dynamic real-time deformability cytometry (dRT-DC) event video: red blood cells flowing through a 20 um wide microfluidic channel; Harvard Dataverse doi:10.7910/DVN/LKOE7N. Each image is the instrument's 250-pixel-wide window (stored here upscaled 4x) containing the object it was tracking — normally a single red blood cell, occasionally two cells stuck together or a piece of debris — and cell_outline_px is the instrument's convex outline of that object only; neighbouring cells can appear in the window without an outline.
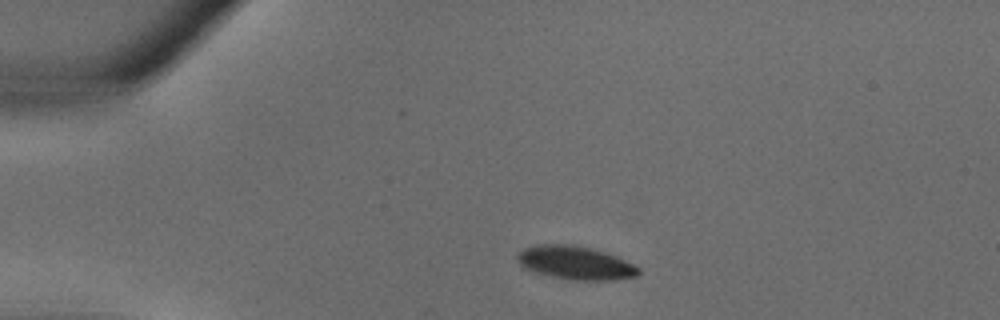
{"species": "common noctule bat (a hibernating species)", "species_latin": "Nyctalus noctula", "temperature_condition": "warm", "stored_images_in_passage": 32, "camera_frame_rate_fps": 3000, "um_per_image_px": 0.085, "animal": {"sex": "male", "body_mass_g": 18.8}, "frame": {"image": 1, "passage_image": 4, "time_ms": 1.0, "image_size_px": [1000, 320], "cell_outline_px": [[640, 272], [636, 276], [616, 280], [572, 280], [552, 276], [536, 272], [524, 268], [516, 260], [516, 256], [524, 248], [536, 244], [564, 244], [588, 248], [604, 252], [616, 256], [640, 268]], "centroid_in_image_um": [48.89, 22.35], "position_along_channel_um": 36.1, "area_um2": 23.35}}
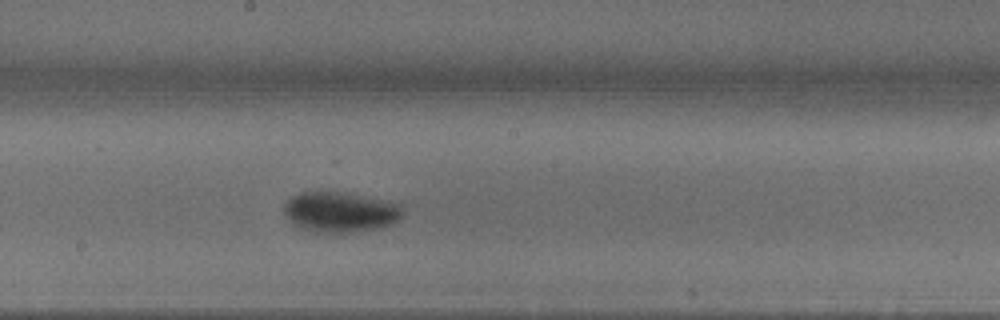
{"frame": {"image": 2, "passage_image": 16, "time_ms": 5.0, "image_size_px": [1000, 320], "cell_outline_px": [[404, 212], [392, 224], [380, 228], [352, 232], [312, 232], [292, 224], [284, 212], [284, 204], [292, 196], [300, 192], [340, 192], [388, 200], [400, 204], [404, 208]], "centroid_in_image_um": [28.93, 18.02], "position_along_channel_um": 219.3, "area_um2": 27.92}}
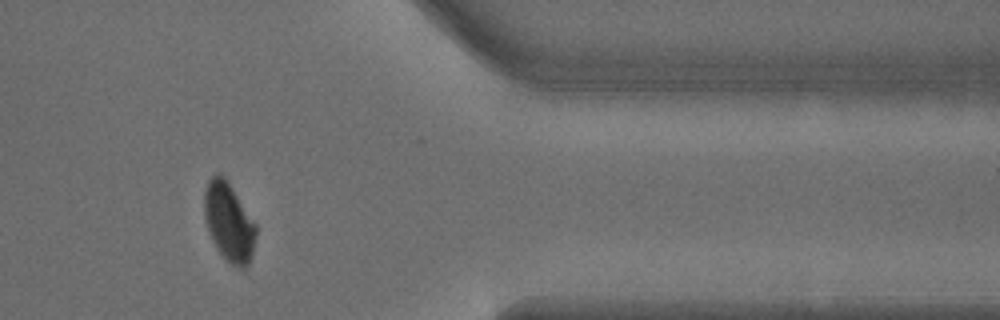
{"frame": {"image": 3, "passage_image": 26, "time_ms": 8.333, "image_size_px": [1000, 320], "cell_outline_px": [[256, 236], [252, 256], [248, 264], [244, 268], [236, 268], [216, 248], [212, 240], [204, 216], [204, 188], [208, 180], [216, 172], [220, 172], [228, 180], [256, 224]], "centroid_in_image_um": [19.45, 18.83], "position_along_channel_um": 391.9, "area_um2": 23.81}}